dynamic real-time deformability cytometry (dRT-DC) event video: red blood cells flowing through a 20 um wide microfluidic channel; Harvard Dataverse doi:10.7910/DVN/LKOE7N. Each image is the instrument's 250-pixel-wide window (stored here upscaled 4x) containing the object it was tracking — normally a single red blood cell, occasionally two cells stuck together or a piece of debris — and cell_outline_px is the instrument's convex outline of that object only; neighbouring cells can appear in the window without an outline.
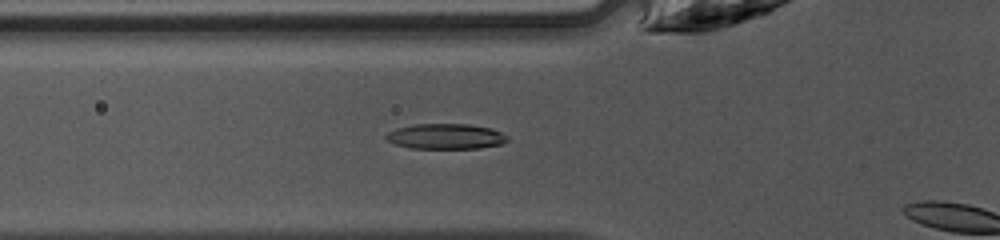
{"species": "common noctule bat (a hibernating species)", "species_latin": "Nyctalus noctula", "temperature_condition": "warm", "stored_images_in_passage": 3, "camera_frame_rate_fps": 3000, "um_per_image_px": 0.085, "animal": {"sex": "female", "body_mass_g": 10.0, "forearm_length_mm": 53.1}, "frame": {"image": 1, "passage_image": 2, "time_ms": 0.333, "image_size_px": [1000, 240], "cell_outline_px": [[508, 140], [500, 144], [480, 148], [412, 148], [396, 144], [388, 140], [384, 136], [388, 132], [396, 128], [416, 124], [468, 124], [492, 128], [508, 136]], "centroid_in_image_um": [37.9, 11.59], "position_along_channel_um": 87.9, "area_um2": 17.8}}